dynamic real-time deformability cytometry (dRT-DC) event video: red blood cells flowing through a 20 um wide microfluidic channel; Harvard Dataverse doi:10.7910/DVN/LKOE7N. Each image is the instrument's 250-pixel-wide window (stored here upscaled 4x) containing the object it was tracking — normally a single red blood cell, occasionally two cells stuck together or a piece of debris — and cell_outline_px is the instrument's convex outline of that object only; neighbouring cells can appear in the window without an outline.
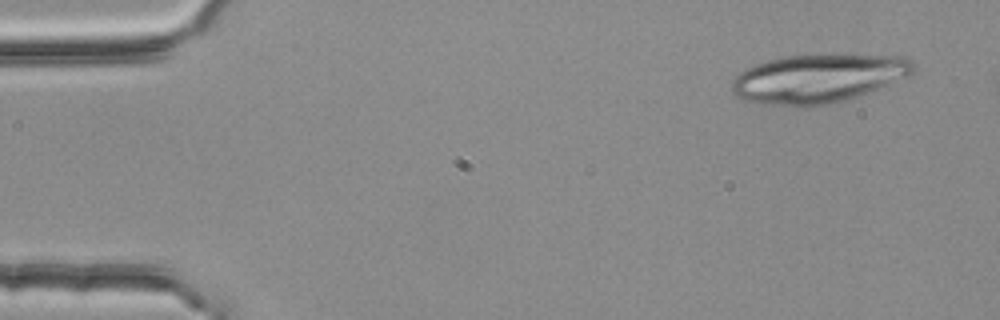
{"species": "common noctule bat (a hibernating species)", "species_latin": "Nyctalus noctula", "temperature_condition": "room temperature", "stored_images_in_passage": 4, "segment_of_instrument_passage": [1, 2], "camera_frame_rate_fps": 3000, "um_per_image_px": 0.085, "animal": {"sex": "female", "body_mass_g": 25.1}, "frame": {"image": 1, "passage_image": 1, "time_ms": 0.0, "image_size_px": [1000, 320], "cell_outline_px": [[916, 68], [908, 76], [888, 88], [844, 100], [812, 108], [800, 108], [760, 104], [744, 100], [736, 96], [732, 92], [732, 80], [744, 68], [768, 60], [784, 56], [908, 56], [916, 64]], "centroid_in_image_um": [69.58, 6.72], "position_along_channel_um": 15.4, "area_um2": 52.25}}